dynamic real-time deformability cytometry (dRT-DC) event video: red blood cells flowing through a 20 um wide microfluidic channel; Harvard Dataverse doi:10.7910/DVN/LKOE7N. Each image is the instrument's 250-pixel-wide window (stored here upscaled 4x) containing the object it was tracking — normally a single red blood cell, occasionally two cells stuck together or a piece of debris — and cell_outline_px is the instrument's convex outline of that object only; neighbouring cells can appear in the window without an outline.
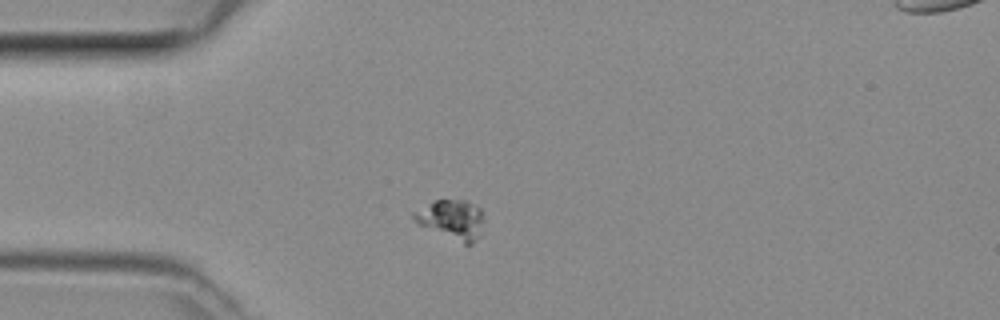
{"species": "common noctule bat (a hibernating species)", "species_latin": "Nyctalus noctula", "temperature_condition": "room temperature", "stored_images_in_passage": 39, "segment_of_instrument_passage": [1, 2], "camera_frame_rate_fps": 3000, "um_per_image_px": 0.085, "animal": {"sex": "female", "body_mass_g": 29.2, "forearm_length_mm": 56.3}, "frame": {"image": 1, "passage_image": 1, "time_ms": 0.0, "image_size_px": [1000, 320], "cell_outline_px": [[484, 220], [480, 236], [472, 244], [464, 244], [416, 224], [412, 220], [412, 212], [436, 200], [464, 200], [480, 208]], "centroid_in_image_um": [38.38, 18.67], "position_along_channel_um": 46.6, "area_um2": 16.18}}
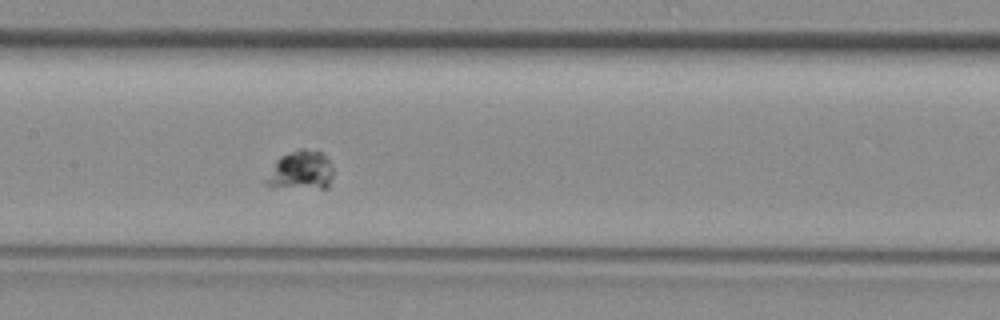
{"frame": {"image": 2, "passage_image": 12, "time_ms": 3.667, "image_size_px": [1000, 320], "cell_outline_px": [[332, 176], [328, 188], [320, 188], [264, 184], [264, 180], [276, 160], [280, 156], [300, 148], [304, 148], [320, 152], [332, 164]], "centroid_in_image_um": [25.59, 14.45], "position_along_channel_um": 181.8, "area_um2": 14.8}}
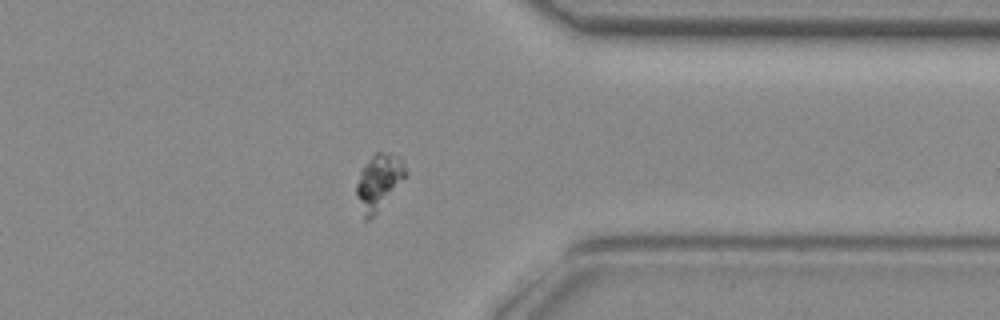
{"frame": {"image": 3, "passage_image": 27, "time_ms": 8.667, "image_size_px": [1000, 320], "cell_outline_px": [[408, 172], [376, 212], [368, 220], [364, 220], [356, 196], [356, 184], [360, 172], [372, 156], [376, 152], [380, 152], [400, 156]], "centroid_in_image_um": [32.17, 15.45], "position_along_channel_um": 379.2, "area_um2": 15.32}}